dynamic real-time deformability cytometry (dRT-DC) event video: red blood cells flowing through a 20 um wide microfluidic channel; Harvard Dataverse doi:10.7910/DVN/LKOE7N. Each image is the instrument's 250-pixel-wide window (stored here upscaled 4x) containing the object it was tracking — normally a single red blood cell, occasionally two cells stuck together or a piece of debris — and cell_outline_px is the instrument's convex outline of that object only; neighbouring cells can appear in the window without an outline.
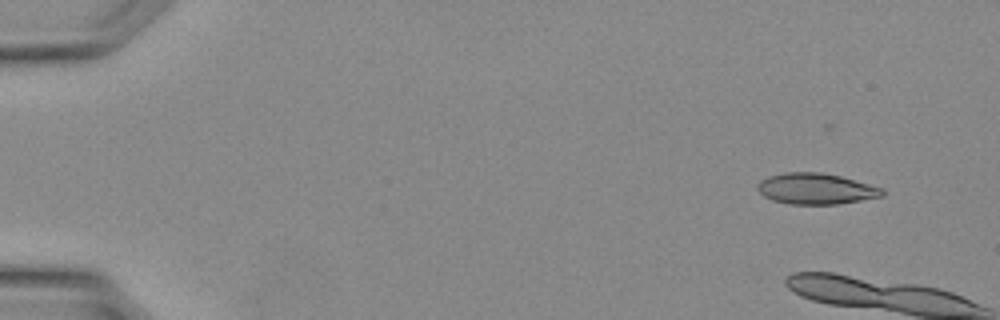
{"species": "Egyptian fruit bat (a non-hibernating species)", "species_latin": "Rousettus aegyptiacus", "temperature_condition": "warm", "stored_images_in_passage": 4, "camera_frame_rate_fps": 3000, "um_per_image_px": 0.085, "animal": {"sex": "female"}, "frame": {"image": 1, "passage_image": 1, "time_ms": 0.0, "image_size_px": [1000, 320], "cell_outline_px": [[884, 196], [836, 204], [788, 204], [772, 200], [764, 196], [756, 188], [756, 184], [760, 180], [768, 176], [784, 172], [820, 172], [840, 176], [884, 188]], "centroid_in_image_um": [69.33, 16.04], "position_along_channel_um": 15.7, "area_um2": 22.6}}